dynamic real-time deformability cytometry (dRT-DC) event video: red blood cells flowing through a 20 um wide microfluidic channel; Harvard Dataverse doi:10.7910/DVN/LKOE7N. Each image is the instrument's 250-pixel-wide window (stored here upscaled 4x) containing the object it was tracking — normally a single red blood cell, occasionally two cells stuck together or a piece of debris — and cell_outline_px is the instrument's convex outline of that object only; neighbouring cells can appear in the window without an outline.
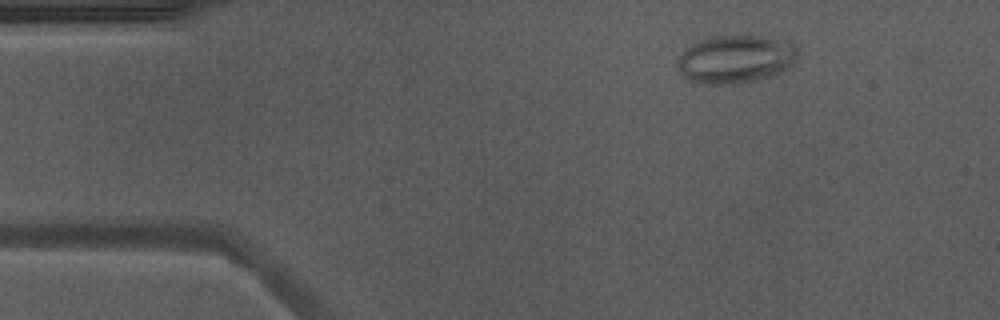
{"species": "Egyptian fruit bat (a non-hibernating species)", "species_latin": "Rousettus aegyptiacus", "temperature_condition": "warm", "stored_images_in_passage": 45, "camera_frame_rate_fps": 3000, "um_per_image_px": 0.085, "animal": {"sex": "male"}, "frame": {"image": 1, "passage_image": 1, "time_ms": 0.0, "image_size_px": [1000, 320], "cell_outline_px": [[796, 56], [792, 68], [784, 72], [772, 76], [756, 80], [732, 84], [700, 84], [688, 80], [680, 72], [680, 56], [692, 44], [700, 40], [712, 36], [764, 36], [792, 40], [796, 44]], "centroid_in_image_um": [62.62, 5.03], "position_along_channel_um": 22.4, "area_um2": 33.93}}
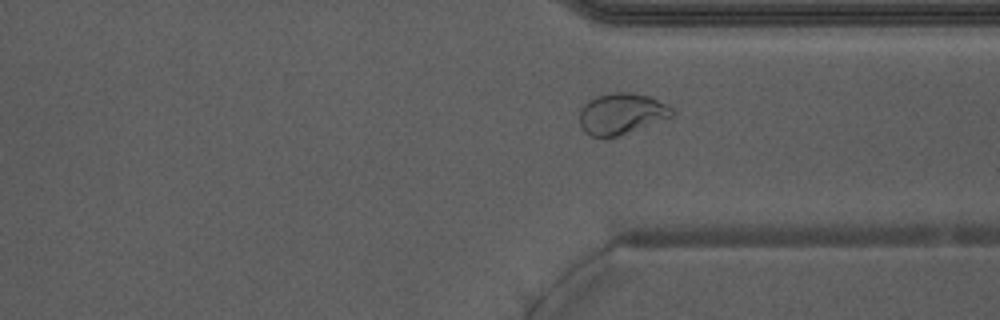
{"frame": {"image": 2, "passage_image": 32, "time_ms": 10.333, "image_size_px": [1000, 320], "cell_outline_px": [[676, 116], [616, 136], [592, 136], [584, 132], [580, 128], [580, 108], [588, 100], [596, 96], [616, 92], [632, 92], [648, 96], [672, 108]], "centroid_in_image_um": [52.81, 9.66], "position_along_channel_um": 358.6, "area_um2": 22.02}}
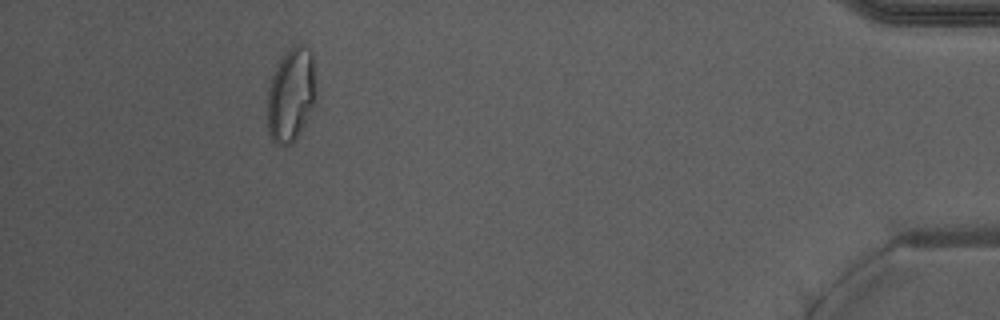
{"frame": {"image": 3, "passage_image": 41, "time_ms": 13.333, "image_size_px": [1000, 320], "cell_outline_px": [[316, 100], [300, 132], [292, 144], [276, 144], [272, 140], [268, 132], [268, 88], [272, 76], [280, 56], [292, 44], [308, 44], [312, 52], [316, 88]], "centroid_in_image_um": [24.75, 7.98], "position_along_channel_um": 410.4, "area_um2": 27.05}}